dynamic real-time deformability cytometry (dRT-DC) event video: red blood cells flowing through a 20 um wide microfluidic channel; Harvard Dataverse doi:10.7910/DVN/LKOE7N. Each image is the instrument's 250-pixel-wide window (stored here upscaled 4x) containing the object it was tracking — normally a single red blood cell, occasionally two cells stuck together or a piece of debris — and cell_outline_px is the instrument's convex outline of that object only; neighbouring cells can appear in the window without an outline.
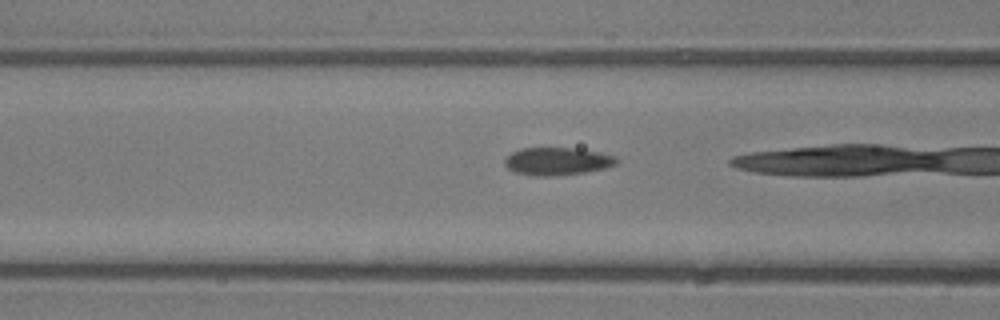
{"species": "common noctule bat (a hibernating species)", "species_latin": "Nyctalus noctula", "temperature_condition": "room temperature", "stored_images_in_passage": 12, "camera_frame_rate_fps": 3000, "um_per_image_px": 0.085, "animal": {"sex": "male", "body_mass_g": 13.3}, "frame": {"image": 1, "passage_image": 10, "time_ms": 3.0, "image_size_px": [1000, 320], "cell_outline_px": [[620, 160], [616, 164], [604, 168], [584, 172], [552, 176], [536, 176], [516, 172], [508, 168], [504, 164], [504, 160], [512, 152], [520, 148], [576, 148], [600, 152], [616, 156]], "centroid_in_image_um": [47.38, 13.7], "position_along_channel_um": 119.2, "area_um2": 18.03}}